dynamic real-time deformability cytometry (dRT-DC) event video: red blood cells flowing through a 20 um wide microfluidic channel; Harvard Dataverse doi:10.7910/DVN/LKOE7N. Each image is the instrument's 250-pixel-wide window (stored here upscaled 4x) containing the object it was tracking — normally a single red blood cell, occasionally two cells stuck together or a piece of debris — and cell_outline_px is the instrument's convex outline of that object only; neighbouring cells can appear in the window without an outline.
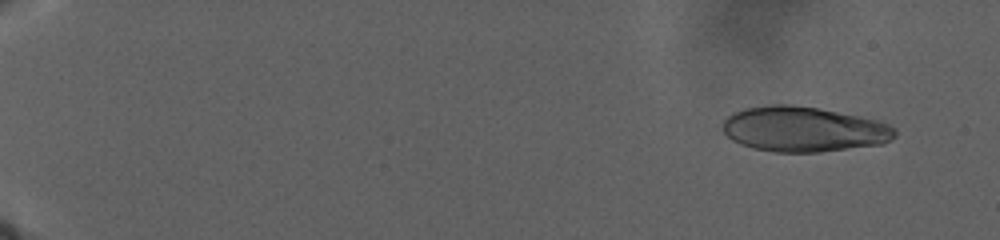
{"species": "human", "species_latin": "Homo sapiens", "temperature_condition": "warm", "stored_images_in_passage": 78, "camera_frame_rate_fps": 3000, "um_per_image_px": 0.085, "donor": {"sex": "male"}, "frame": {"image": 1, "passage_image": 7, "time_ms": 2.667, "image_size_px": [1000, 240], "cell_outline_px": [[896, 136], [880, 144], [820, 152], [772, 152], [752, 148], [740, 144], [732, 140], [720, 128], [724, 120], [732, 112], [744, 108], [768, 104], [792, 104], [820, 108], [880, 120], [896, 128]], "centroid_in_image_um": [68.27, 10.97], "position_along_channel_um": 16.7, "area_um2": 45.78}}
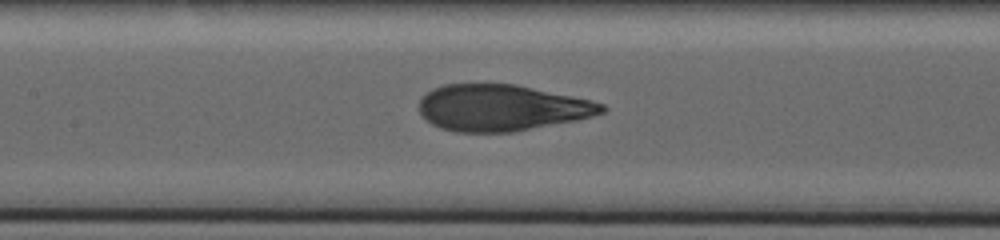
{"frame": {"image": 2, "passage_image": 46, "time_ms": 20.667, "image_size_px": [1000, 240], "cell_outline_px": [[608, 108], [604, 112], [592, 116], [576, 120], [512, 132], [456, 132], [440, 128], [432, 124], [420, 116], [420, 96], [424, 92], [432, 88], [444, 84], [516, 84], [592, 100], [604, 104]], "centroid_in_image_um": [42.61, 9.15], "position_along_channel_um": 164.8, "area_um2": 49.59}}
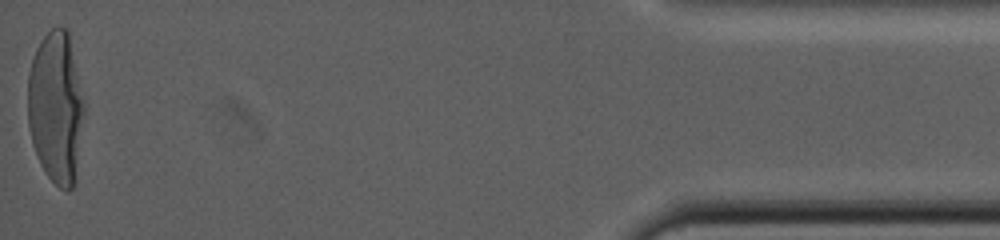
{"frame": {"image": 3, "passage_image": 78, "time_ms": 38.333, "image_size_px": [1000, 240], "cell_outline_px": [[84, 112], [72, 188], [68, 192], [60, 188], [48, 176], [40, 164], [36, 156], [32, 144], [28, 124], [28, 72], [36, 48], [40, 40], [56, 24], [68, 28], [84, 104]], "centroid_in_image_um": [4.72, 9.06], "position_along_channel_um": 430.5, "area_um2": 49.59}}